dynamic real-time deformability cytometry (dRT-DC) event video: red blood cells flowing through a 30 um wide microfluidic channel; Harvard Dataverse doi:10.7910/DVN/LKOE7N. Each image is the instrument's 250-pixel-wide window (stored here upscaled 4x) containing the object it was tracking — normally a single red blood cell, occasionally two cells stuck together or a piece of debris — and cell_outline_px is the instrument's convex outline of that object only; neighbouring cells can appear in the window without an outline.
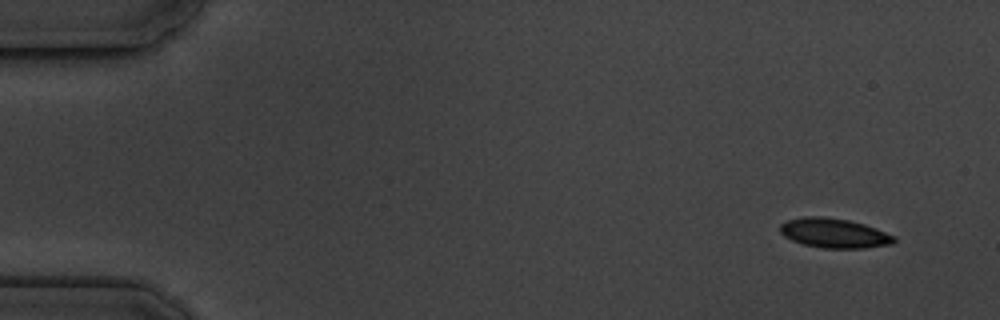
{"species": "common noctule bat (a hibernating species)", "species_latin": "Nyctalus noctula", "temperature_condition": "cold", "stored_images_in_passage": 16, "camera_frame_rate_fps": 3000, "um_per_image_px": 0.085, "animal": {"sex": "male", "body_mass_g": 19.5, "forearm_length_mm": 54.6}, "frame": {"image": 1, "passage_image": 1, "time_ms": 0.0, "image_size_px": [1000, 320], "cell_outline_px": [[896, 240], [892, 244], [864, 248], [824, 248], [804, 244], [792, 240], [784, 236], [780, 232], [780, 224], [788, 220], [804, 216], [824, 216], [848, 220], [864, 224], [876, 228], [896, 236]], "centroid_in_image_um": [70.92, 19.81], "position_along_channel_um": 14.1, "area_um2": 19.65}}
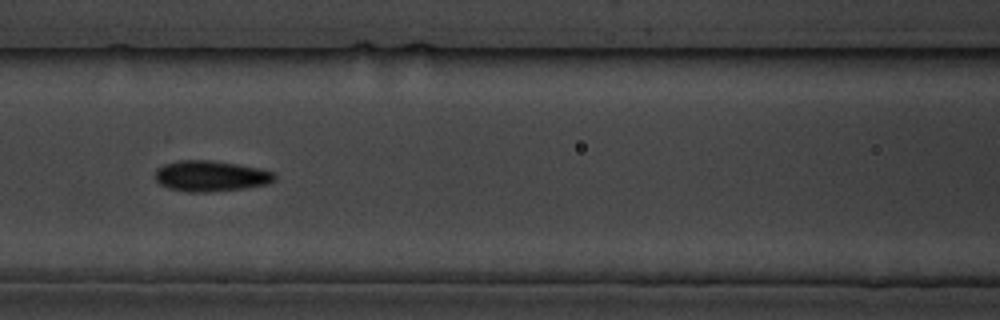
{"frame": {"image": 2, "passage_image": 7, "time_ms": 7.0, "image_size_px": [1000, 320], "cell_outline_px": [[276, 180], [268, 184], [244, 188], [208, 192], [184, 192], [168, 188], [160, 184], [156, 180], [156, 168], [164, 164], [180, 160], [208, 160], [236, 164], [260, 168], [276, 172]], "centroid_in_image_um": [17.93, 14.97], "position_along_channel_um": 148.7, "area_um2": 21.56}}
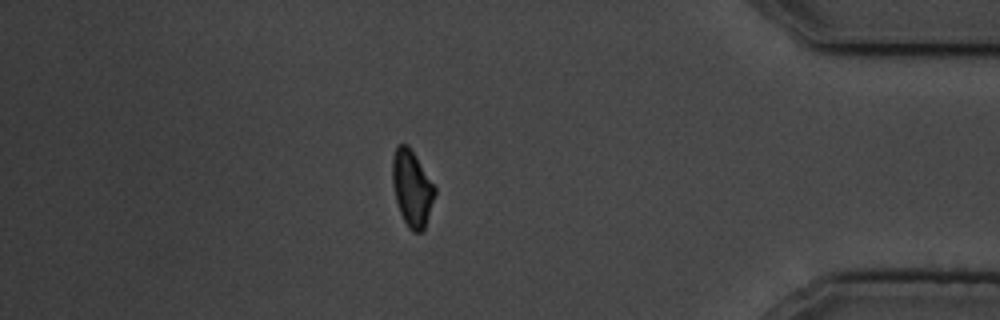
{"frame": {"image": 3, "passage_image": 14, "time_ms": 15.0, "image_size_px": [1000, 320], "cell_outline_px": [[436, 192], [424, 228], [420, 232], [412, 232], [408, 228], [400, 212], [396, 200], [392, 184], [392, 156], [396, 144], [408, 144], [436, 188]], "centroid_in_image_um": [34.99, 15.97], "position_along_channel_um": 400.2, "area_um2": 18.73}, "authors_computed_cell_mechanics": {"area_um2": 19.8543, "velocity_mm_per_s": 3.5745, "shape_relaxation_time_tau1_ms": 2.2123, "shape_relaxation_time_tau2_ms": null, "deformation_change_tau1": 0.0744, "deformation_change_tau2": null}}